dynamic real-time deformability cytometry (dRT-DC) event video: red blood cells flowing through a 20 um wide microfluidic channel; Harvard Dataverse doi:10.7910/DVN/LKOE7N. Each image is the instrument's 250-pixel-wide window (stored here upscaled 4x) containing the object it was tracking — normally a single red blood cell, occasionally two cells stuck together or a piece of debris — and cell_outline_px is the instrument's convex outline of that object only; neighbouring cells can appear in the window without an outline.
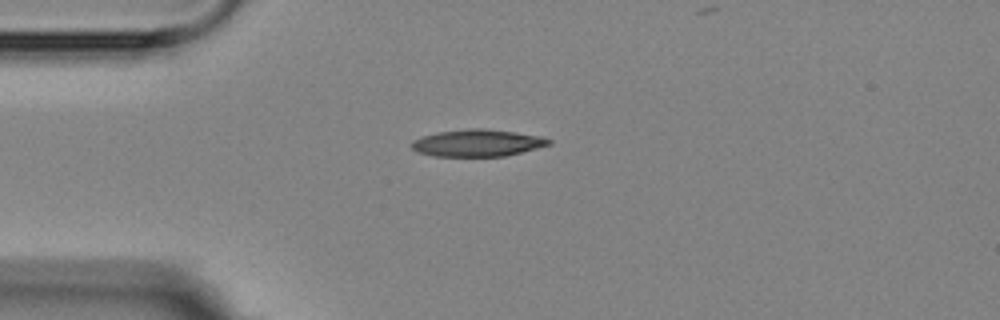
{"species": "Egyptian fruit bat (a non-hibernating species)", "species_latin": "Rousettus aegyptiacus", "temperature_condition": "room temperature", "stored_images_in_passage": 2, "camera_frame_rate_fps": 3000, "um_per_image_px": 0.085, "animal": {"sex": "female"}, "frame": {"image": 1, "passage_image": 1, "time_ms": 0.0, "image_size_px": [1000, 320], "cell_outline_px": [[552, 144], [504, 156], [432, 156], [416, 152], [412, 148], [412, 140], [436, 132], [468, 128], [484, 128], [540, 136], [552, 140]], "centroid_in_image_um": [40.55, 12.15], "position_along_channel_um": 44.5, "area_um2": 21.5}}
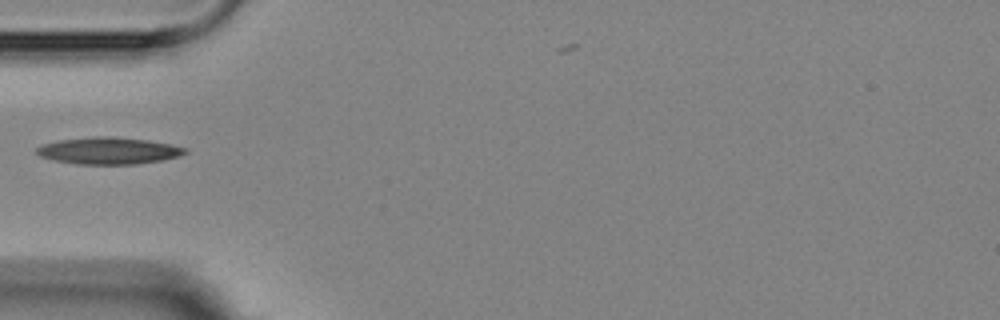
{"frame": {"image": 2, "passage_image": 2, "time_ms": 1.333, "image_size_px": [1000, 320], "cell_outline_px": [[188, 152], [180, 156], [164, 160], [136, 164], [76, 164], [56, 160], [40, 156], [36, 152], [36, 148], [44, 144], [56, 140], [92, 136], [112, 136], [148, 140], [172, 144], [188, 148]], "centroid_in_image_um": [9.28, 12.8], "position_along_channel_um": 75.7, "area_um2": 23.47}}